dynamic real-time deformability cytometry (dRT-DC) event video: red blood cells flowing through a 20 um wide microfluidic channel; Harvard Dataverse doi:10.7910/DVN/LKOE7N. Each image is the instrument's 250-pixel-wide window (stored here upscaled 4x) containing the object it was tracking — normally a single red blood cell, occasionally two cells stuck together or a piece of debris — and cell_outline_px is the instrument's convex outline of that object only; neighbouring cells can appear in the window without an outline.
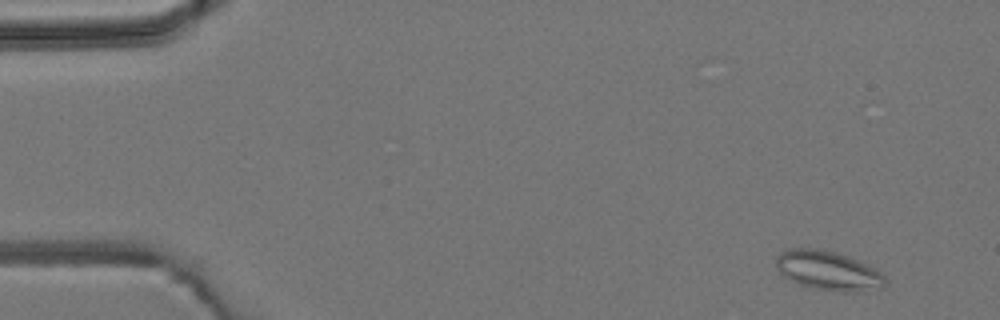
{"species": "common noctule bat (a hibernating species)", "species_latin": "Nyctalus noctula", "temperature_condition": "room temperature", "stored_images_in_passage": 5, "camera_frame_rate_fps": 3000, "um_per_image_px": 0.085, "animal": {"sex": "male", "body_mass_g": 19.2, "forearm_length_mm": 51.8}, "frame": {"image": 1, "passage_image": 1, "time_ms": 0.0, "image_size_px": [1000, 320], "cell_outline_px": [[884, 288], [852, 292], [840, 292], [812, 288], [796, 284], [784, 276], [776, 268], [776, 256], [780, 252], [788, 248], [820, 248], [836, 252], [848, 256], [880, 272], [884, 276]], "centroid_in_image_um": [70.33, 23.0], "position_along_channel_um": 14.7, "area_um2": 25.09}}